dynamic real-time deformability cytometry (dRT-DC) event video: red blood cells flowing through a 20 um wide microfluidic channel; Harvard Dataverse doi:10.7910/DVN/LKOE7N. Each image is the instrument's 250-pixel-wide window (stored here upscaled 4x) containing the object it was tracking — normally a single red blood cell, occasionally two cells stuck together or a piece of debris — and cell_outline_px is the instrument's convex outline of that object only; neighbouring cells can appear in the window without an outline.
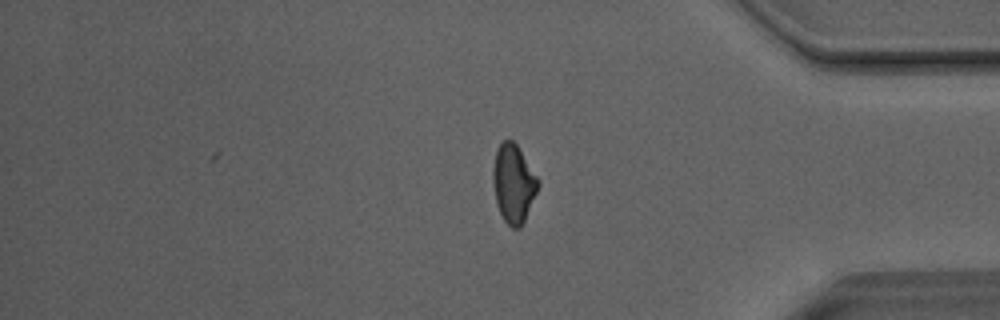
{"species": "Egyptian fruit bat (a non-hibernating species)", "species_latin": "Rousettus aegyptiacus", "temperature_condition": "room temperature", "stored_images_in_passage": 42, "camera_frame_rate_fps": 3000, "um_per_image_px": 0.085, "animal": {"sex": "male"}, "frame": {"image": 1, "passage_image": 42, "time_ms": 13.667, "image_size_px": [1000, 320], "cell_outline_px": [[540, 184], [524, 220], [520, 228], [512, 228], [504, 220], [496, 204], [492, 180], [492, 168], [496, 148], [504, 140], [512, 140], [516, 144], [540, 180]], "centroid_in_image_um": [43.63, 15.58], "position_along_channel_um": 391.6, "area_um2": 20.58}, "authors_computed_cell_mechanics": {"area_um2": 21.0681, "velocity_mm_per_s": 4.0605, "shape_relaxation_time_tau1_ms": 6.2044, "shape_relaxation_time_tau2_ms": 1.6654, "deformation_change_tau1": 0.1758, "deformation_change_tau2": 0.075}}